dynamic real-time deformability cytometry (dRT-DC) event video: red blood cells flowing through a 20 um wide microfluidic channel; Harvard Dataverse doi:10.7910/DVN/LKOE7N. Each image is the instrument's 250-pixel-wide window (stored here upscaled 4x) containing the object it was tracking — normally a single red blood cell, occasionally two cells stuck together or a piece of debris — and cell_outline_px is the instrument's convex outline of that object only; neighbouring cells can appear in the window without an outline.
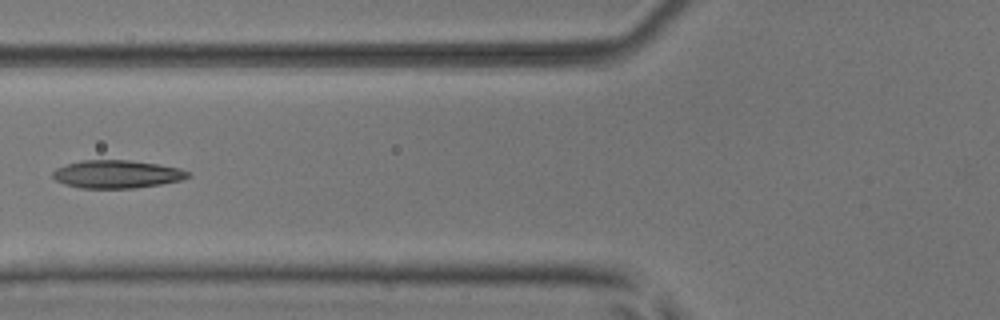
{"species": "common noctule bat (a hibernating species)", "species_latin": "Nyctalus noctula", "temperature_condition": "room temperature", "stored_images_in_passage": 6, "camera_frame_rate_fps": 3000, "um_per_image_px": 0.085, "animal": {"sex": "male", "body_mass_g": 17.9, "forearm_length_mm": 54.2}, "frame": {"image": 1, "passage_image": 6, "time_ms": 1.667, "image_size_px": [1000, 320], "cell_outline_px": [[192, 176], [180, 180], [160, 184], [136, 188], [80, 188], [64, 184], [56, 180], [52, 176], [52, 172], [56, 168], [80, 160], [128, 160], [156, 164], [180, 168], [188, 172]], "centroid_in_image_um": [9.91, 14.81], "position_along_channel_um": 115.9, "area_um2": 21.96}}